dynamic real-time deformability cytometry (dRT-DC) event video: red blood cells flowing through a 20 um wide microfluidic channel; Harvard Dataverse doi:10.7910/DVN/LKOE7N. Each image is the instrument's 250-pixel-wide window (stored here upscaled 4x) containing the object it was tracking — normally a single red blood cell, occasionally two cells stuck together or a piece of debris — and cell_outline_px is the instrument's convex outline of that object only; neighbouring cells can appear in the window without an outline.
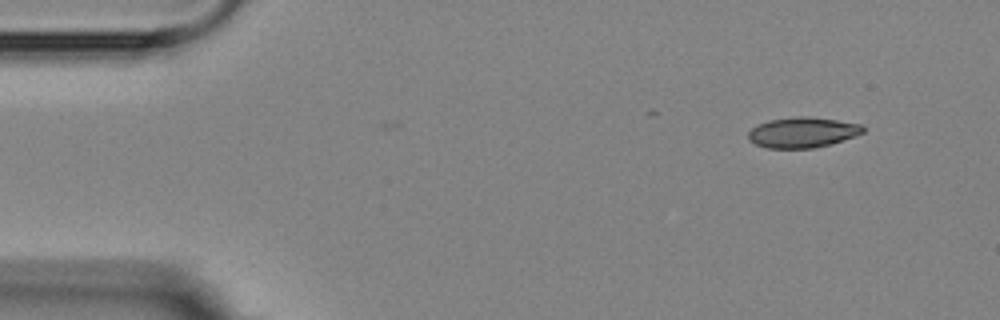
{"species": "Egyptian fruit bat (a non-hibernating species)", "species_latin": "Rousettus aegyptiacus", "temperature_condition": "room temperature", "stored_images_in_passage": 5, "camera_frame_rate_fps": 3000, "um_per_image_px": 0.085, "animal": {"sex": "female"}, "frame": {"image": 1, "passage_image": 1, "time_ms": 0.0, "image_size_px": [1000, 320], "cell_outline_px": [[864, 132], [828, 144], [812, 148], [768, 148], [756, 144], [748, 140], [748, 132], [752, 128], [760, 124], [772, 120], [800, 116], [808, 116], [836, 120], [860, 124], [864, 128]], "centroid_in_image_um": [68.18, 11.25], "position_along_channel_um": 16.8, "area_um2": 19.83}}
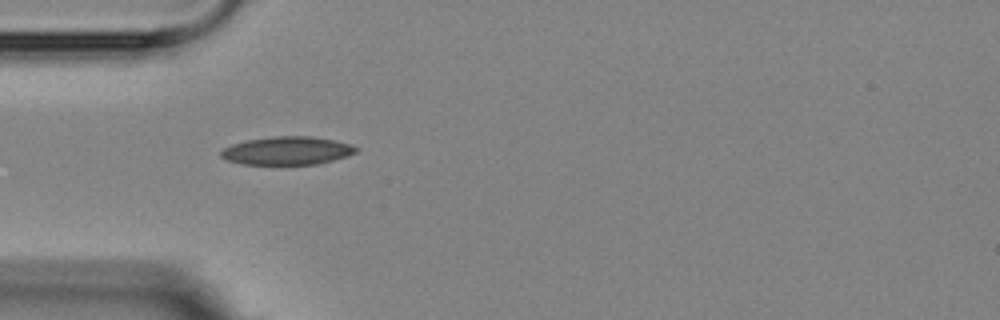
{"frame": {"image": 2, "passage_image": 4, "time_ms": 3.667, "image_size_px": [1000, 320], "cell_outline_px": [[360, 148], [356, 152], [348, 156], [316, 164], [240, 164], [228, 160], [220, 156], [220, 152], [224, 148], [232, 144], [248, 140], [272, 136], [312, 136], [332, 140], [348, 144]], "centroid_in_image_um": [24.4, 12.81], "position_along_channel_um": 60.6, "area_um2": 22.02}}
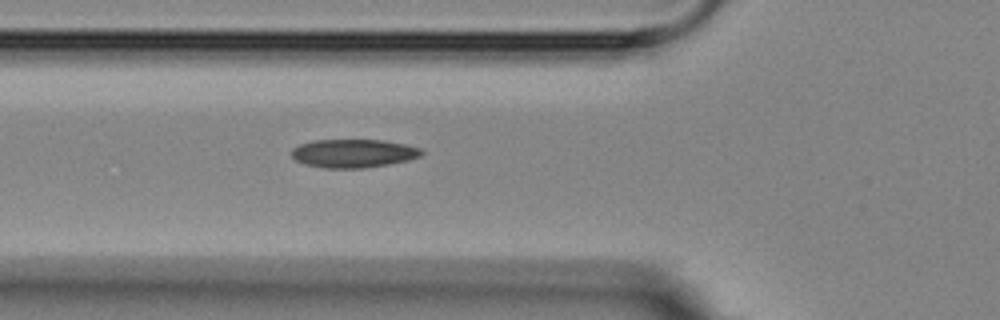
{"frame": {"image": 3, "passage_image": 5, "time_ms": 4.667, "image_size_px": [1000, 320], "cell_outline_px": [[424, 152], [420, 156], [408, 160], [388, 164], [364, 168], [324, 168], [304, 164], [296, 160], [292, 156], [292, 148], [300, 144], [312, 140], [384, 140], [404, 144], [420, 148]], "centroid_in_image_um": [30.02, 13.03], "position_along_channel_um": 95.8, "area_um2": 21.5}}